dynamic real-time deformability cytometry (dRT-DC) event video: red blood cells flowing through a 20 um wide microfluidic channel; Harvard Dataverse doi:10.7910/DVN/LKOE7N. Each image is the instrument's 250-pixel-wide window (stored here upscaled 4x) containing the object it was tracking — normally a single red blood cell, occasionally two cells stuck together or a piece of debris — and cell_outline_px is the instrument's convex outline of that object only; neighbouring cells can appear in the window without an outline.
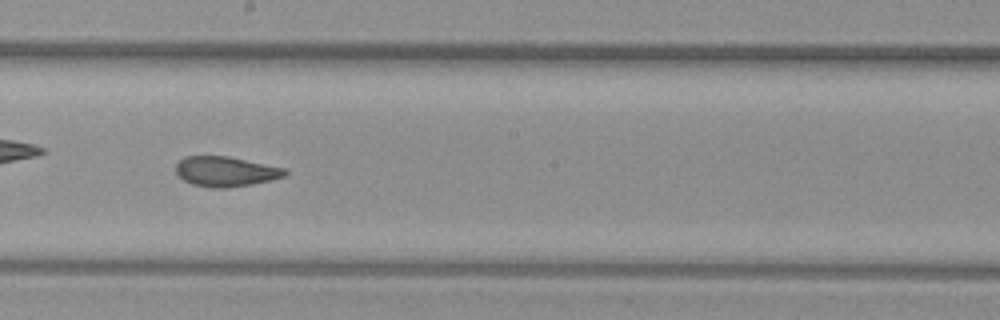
{"species": "common noctule bat (a hibernating species)", "species_latin": "Nyctalus noctula", "temperature_condition": "warm", "stored_images_in_passage": 52, "camera_frame_rate_fps": 3000, "um_per_image_px": 0.085, "animal": {"sex": "female", "body_mass_g": 29.2, "forearm_length_mm": 56.3}, "frame": {"image": 1, "passage_image": 30, "time_ms": 9.667, "image_size_px": [1000, 320], "cell_outline_px": [[288, 172], [284, 176], [272, 180], [252, 184], [224, 188], [212, 188], [192, 184], [184, 180], [176, 172], [176, 164], [184, 156], [228, 156], [284, 168]], "centroid_in_image_um": [19.17, 14.58], "position_along_channel_um": 229.0, "area_um2": 18.96}, "authors_computed_cell_mechanics": {"area_um2": 20.6924, "velocity_mm_per_s": 4.0172, "shape_relaxation_time_tau1_ms": null, "shape_relaxation_time_tau2_ms": 1.4526, "deformation_change_tau1": null, "deformation_change_tau2": 0.08}}